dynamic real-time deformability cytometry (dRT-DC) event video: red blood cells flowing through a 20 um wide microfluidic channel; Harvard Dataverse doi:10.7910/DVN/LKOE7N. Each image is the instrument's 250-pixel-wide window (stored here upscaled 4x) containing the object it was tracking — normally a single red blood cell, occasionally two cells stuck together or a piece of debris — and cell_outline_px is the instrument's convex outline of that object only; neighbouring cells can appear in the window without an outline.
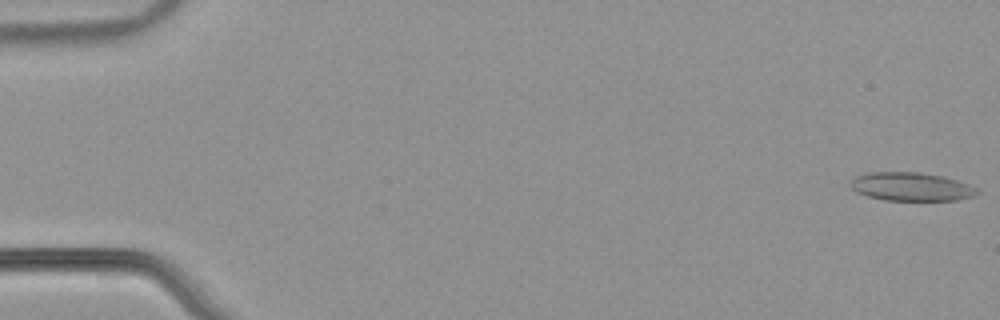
{"species": "common noctule bat (a hibernating species)", "species_latin": "Nyctalus noctula", "temperature_condition": "warm", "stored_images_in_passage": 55, "camera_frame_rate_fps": 3000, "um_per_image_px": 0.085, "animal": {"sex": "male", "body_mass_g": 21.5, "forearm_length_mm": 52.0}, "frame": {"image": 1, "passage_image": 1, "time_ms": 0.0, "image_size_px": [1000, 320], "cell_outline_px": [[980, 192], [972, 196], [956, 200], [884, 200], [868, 196], [856, 192], [848, 184], [856, 176], [864, 172], [920, 172], [944, 176], [968, 184], [976, 188]], "centroid_in_image_um": [77.42, 15.86], "position_along_channel_um": 7.6, "area_um2": 21.04}}
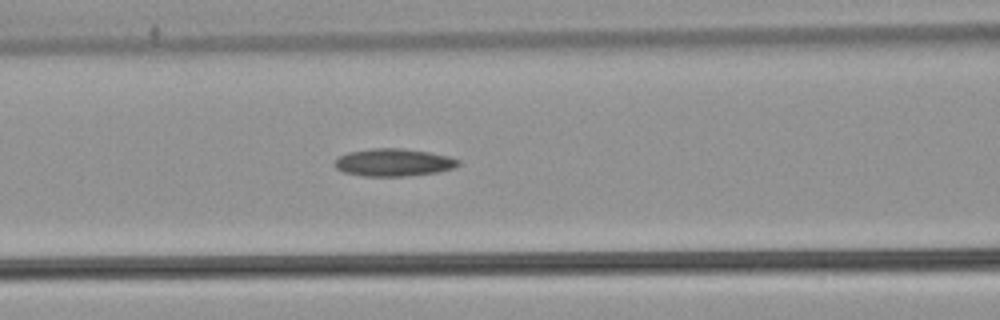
{"frame": {"image": 2, "passage_image": 24, "time_ms": 7.667, "image_size_px": [1000, 320], "cell_outline_px": [[460, 164], [456, 168], [436, 172], [408, 176], [364, 176], [344, 172], [336, 168], [332, 164], [336, 156], [348, 152], [372, 148], [404, 148], [428, 152], [448, 156], [460, 160]], "centroid_in_image_um": [33.42, 13.8], "position_along_channel_um": 133.2, "area_um2": 20.11}}
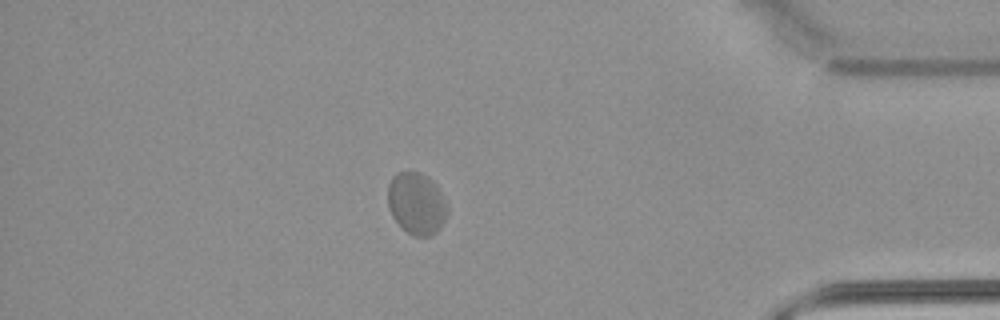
{"frame": {"image": 3, "passage_image": 48, "time_ms": 15.667, "image_size_px": [1000, 320], "cell_outline_px": [[448, 212], [440, 228], [432, 236], [412, 236], [392, 216], [388, 208], [388, 184], [392, 176], [396, 172], [420, 172], [428, 176], [436, 184], [448, 208]], "centroid_in_image_um": [35.4, 17.28], "position_along_channel_um": 399.8, "area_um2": 21.5}, "authors_computed_cell_mechanics": {"area_um2": 20.519, "velocity_mm_per_s": 3.7845, "shape_relaxation_time_tau1_ms": null, "shape_relaxation_time_tau2_ms": 5.7853, "deformation_change_tau1": null, "deformation_change_tau2": 0.0582}}